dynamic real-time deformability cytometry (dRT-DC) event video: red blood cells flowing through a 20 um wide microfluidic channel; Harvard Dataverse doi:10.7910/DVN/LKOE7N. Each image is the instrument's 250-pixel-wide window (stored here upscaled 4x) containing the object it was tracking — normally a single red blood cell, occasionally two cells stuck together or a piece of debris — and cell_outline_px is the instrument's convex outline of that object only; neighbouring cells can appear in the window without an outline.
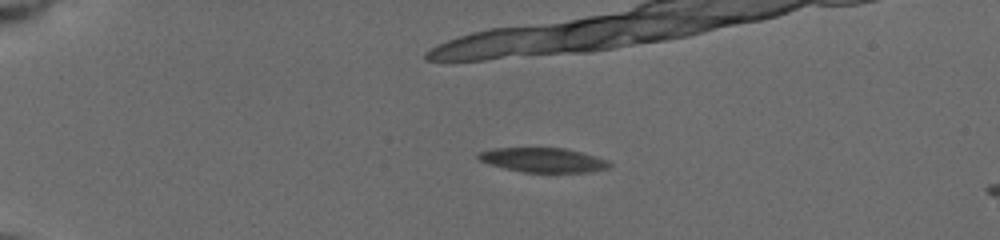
{"species": "common noctule bat (a hibernating species)", "species_latin": "Nyctalus noctula", "temperature_condition": "cold", "stored_images_in_passage": 31, "camera_frame_rate_fps": 3000, "um_per_image_px": 0.085, "animal": {"sex": "female", "body_mass_g": 19.5, "forearm_length_mm": 54.1}, "frame": {"image": 1, "passage_image": 1, "time_ms": 0.0, "image_size_px": [1000, 240], "cell_outline_px": [[612, 164], [608, 168], [588, 172], [524, 172], [492, 164], [480, 160], [476, 156], [480, 152], [496, 148], [564, 148], [580, 152], [608, 160]], "centroid_in_image_um": [46.21, 13.6], "position_along_channel_um": 38.8, "area_um2": 18.26}}